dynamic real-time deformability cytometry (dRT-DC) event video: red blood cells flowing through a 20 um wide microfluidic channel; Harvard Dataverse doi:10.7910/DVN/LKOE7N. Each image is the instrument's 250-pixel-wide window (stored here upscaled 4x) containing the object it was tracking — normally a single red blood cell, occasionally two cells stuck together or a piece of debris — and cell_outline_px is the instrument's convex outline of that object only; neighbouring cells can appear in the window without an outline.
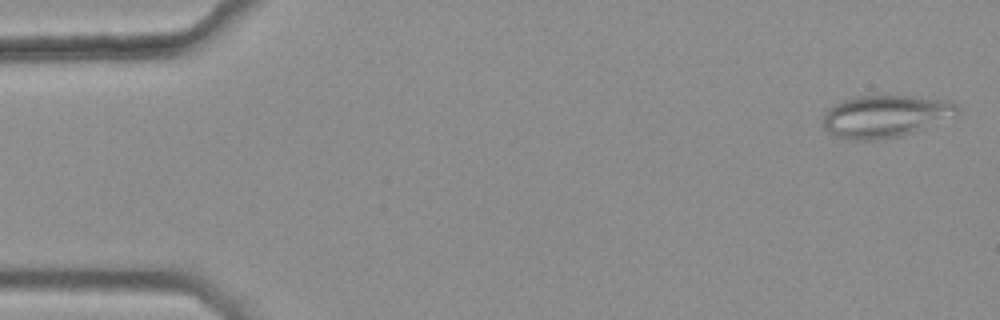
{"species": "common noctule bat (a hibernating species)", "species_latin": "Nyctalus noctula", "temperature_condition": "warm", "stored_images_in_passage": 47, "camera_frame_rate_fps": 3000, "um_per_image_px": 0.085, "animal": {"sex": "female", "body_mass_g": 25.1}, "frame": {"image": 1, "passage_image": 2, "time_ms": 0.333, "image_size_px": [1000, 320], "cell_outline_px": [[960, 112], [956, 116], [924, 128], [900, 136], [880, 140], [848, 140], [836, 136], [828, 132], [824, 128], [824, 112], [828, 108], [840, 100], [856, 96], [916, 96], [952, 100], [960, 108]], "centroid_in_image_um": [75.27, 9.87], "position_along_channel_um": 9.7, "area_um2": 33.52}}
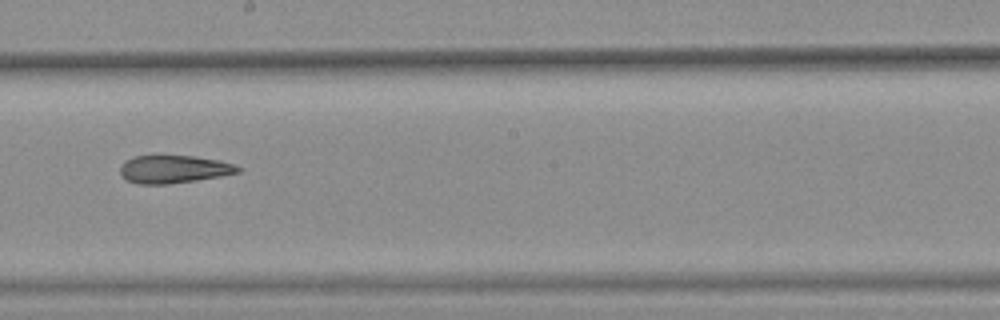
{"frame": {"image": 2, "passage_image": 30, "time_ms": 9.667, "image_size_px": [1000, 320], "cell_outline_px": [[244, 168], [240, 172], [220, 176], [196, 180], [168, 184], [140, 184], [128, 180], [120, 172], [120, 164], [124, 160], [132, 156], [156, 152], [192, 156], [220, 160]], "centroid_in_image_um": [14.72, 14.32], "position_along_channel_um": 233.5, "area_um2": 19.94}}
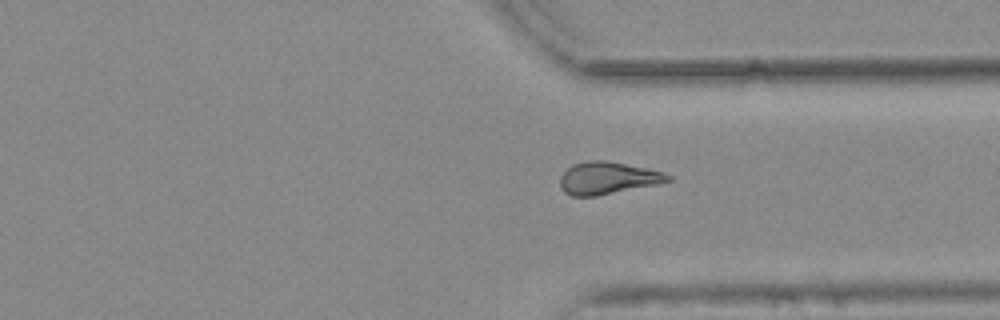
{"frame": {"image": 3, "passage_image": 40, "time_ms": 13.0, "image_size_px": [1000, 320], "cell_outline_px": [[672, 180], [656, 184], [596, 196], [572, 196], [564, 192], [560, 184], [560, 176], [572, 164], [588, 160], [604, 160], [664, 172], [672, 176]], "centroid_in_image_um": [51.62, 15.13], "position_along_channel_um": 359.8, "area_um2": 20.06}, "authors_computed_cell_mechanics": {"area_um2": 20.3456, "velocity_mm_per_s": 3.7765, "shape_relaxation_time_tau1_ms": null, "shape_relaxation_time_tau2_ms": 6.025, "deformation_change_tau1": null, "deformation_change_tau2": 0.1855}}